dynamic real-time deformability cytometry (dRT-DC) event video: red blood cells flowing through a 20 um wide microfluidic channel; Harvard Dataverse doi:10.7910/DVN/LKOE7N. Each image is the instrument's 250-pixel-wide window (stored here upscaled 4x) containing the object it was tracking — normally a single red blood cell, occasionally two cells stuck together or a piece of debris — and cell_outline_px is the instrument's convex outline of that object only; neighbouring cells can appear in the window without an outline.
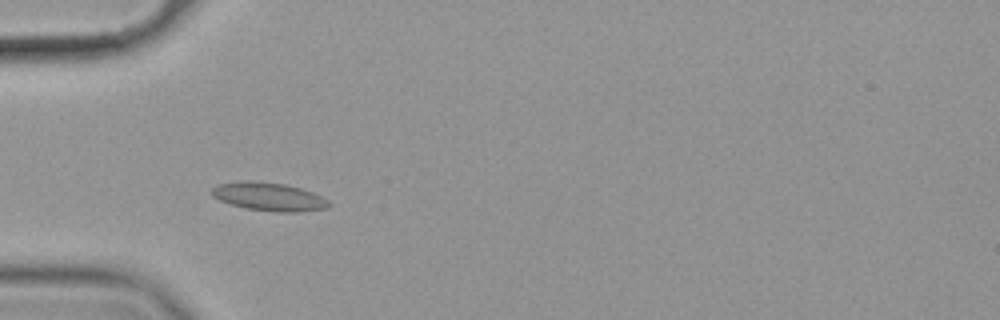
{"species": "common noctule bat (a hibernating species)", "species_latin": "Nyctalus noctula", "temperature_condition": "cold", "stored_images_in_passage": 51, "camera_frame_rate_fps": 3000, "um_per_image_px": 0.085, "animal": {"sex": "female", "body_mass_g": 19.9}, "frame": {"image": 1, "passage_image": 12, "time_ms": 3.667, "image_size_px": [1000, 320], "cell_outline_px": [[332, 204], [328, 208], [300, 212], [276, 212], [244, 208], [220, 200], [212, 196], [208, 192], [216, 184], [252, 180], [284, 184], [300, 188], [312, 192], [328, 200]], "centroid_in_image_um": [22.84, 16.72], "position_along_channel_um": 62.2, "area_um2": 19.42}}
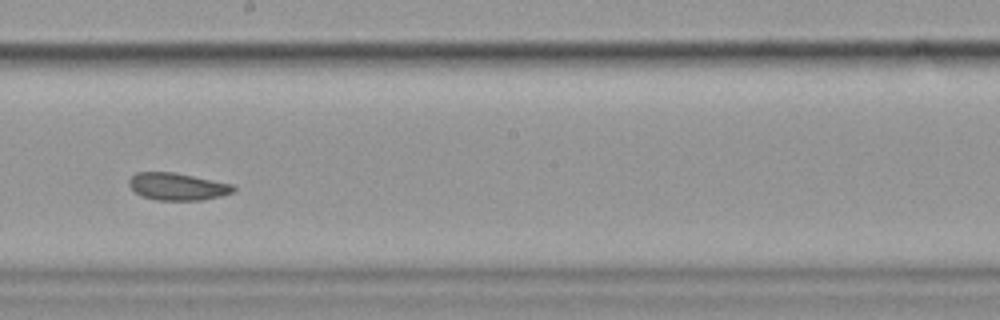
{"frame": {"image": 2, "passage_image": 27, "time_ms": 8.667, "image_size_px": [1000, 320], "cell_outline_px": [[236, 192], [204, 200], [156, 200], [140, 196], [128, 184], [128, 180], [136, 172], [172, 172], [232, 184], [236, 188]], "centroid_in_image_um": [15.08, 15.87], "position_along_channel_um": 233.1, "area_um2": 16.59}}
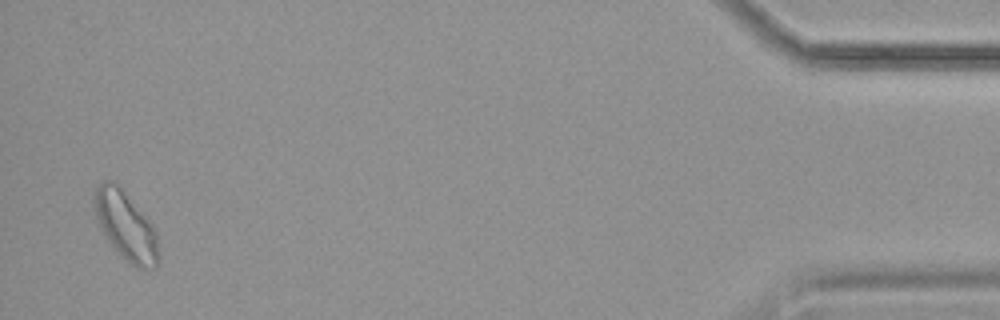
{"frame": {"image": 3, "passage_image": 50, "time_ms": 16.333, "image_size_px": [1000, 320], "cell_outline_px": [[160, 264], [156, 268], [136, 268], [116, 252], [104, 240], [96, 216], [92, 200], [92, 196], [96, 188], [104, 180], [116, 180], [120, 184], [148, 220], [156, 232], [160, 256]], "centroid_in_image_um": [10.67, 19.2], "position_along_channel_um": 424.5, "area_um2": 26.47}, "authors_computed_cell_mechanics": {"area_um2": 17.7446, "velocity_mm_per_s": 3.505, "shape_relaxation_time_tau1_ms": 7.3562, "shape_relaxation_time_tau2_ms": 2.7484, "deformation_change_tau1": 0.1097, "deformation_change_tau2": 0.0721}}